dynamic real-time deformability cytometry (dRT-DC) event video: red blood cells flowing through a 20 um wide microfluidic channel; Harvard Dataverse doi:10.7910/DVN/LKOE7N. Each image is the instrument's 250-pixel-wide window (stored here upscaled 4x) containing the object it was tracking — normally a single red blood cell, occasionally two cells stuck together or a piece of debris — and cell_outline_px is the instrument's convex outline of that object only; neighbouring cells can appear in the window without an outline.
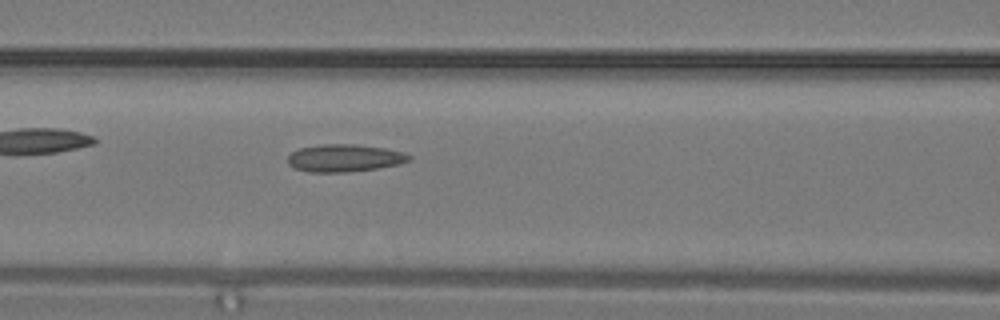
{"species": "common noctule bat (a hibernating species)", "species_latin": "Nyctalus noctula", "temperature_condition": "warm", "stored_images_in_passage": 6, "segment_of_instrument_passage": [1, 2], "camera_frame_rate_fps": 3000, "um_per_image_px": 0.085, "animal": {"sex": "male", "body_mass_g": 19.2, "forearm_length_mm": 51.8}, "frame": {"image": 1, "passage_image": 5, "time_ms": 1.333, "image_size_px": [1000, 320], "cell_outline_px": [[412, 160], [400, 164], [376, 168], [348, 172], [308, 172], [296, 168], [288, 164], [288, 156], [292, 152], [300, 148], [324, 144], [356, 144], [384, 148], [404, 152], [412, 156]], "centroid_in_image_um": [29.31, 13.43], "position_along_channel_um": 137.3, "area_um2": 19.42}}